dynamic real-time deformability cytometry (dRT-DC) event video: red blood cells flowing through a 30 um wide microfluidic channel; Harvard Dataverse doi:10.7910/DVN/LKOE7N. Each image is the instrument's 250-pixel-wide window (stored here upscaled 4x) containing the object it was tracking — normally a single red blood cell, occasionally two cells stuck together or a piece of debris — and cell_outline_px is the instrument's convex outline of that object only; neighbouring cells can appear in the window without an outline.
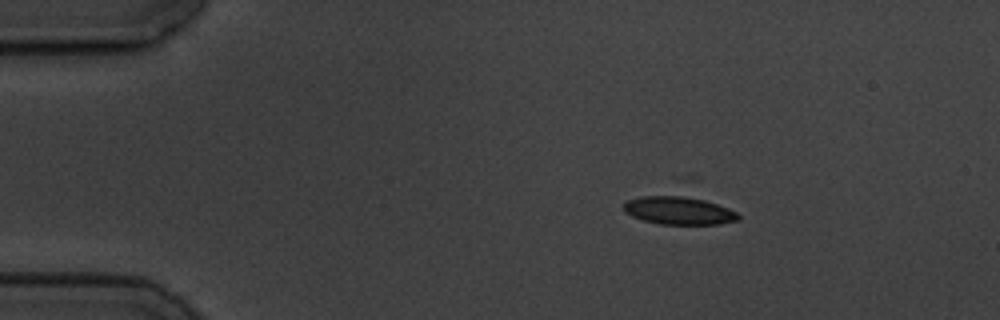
{"species": "common noctule bat (a hibernating species)", "species_latin": "Nyctalus noctula", "temperature_condition": "cold", "stored_images_in_passage": 4, "camera_frame_rate_fps": 3000, "um_per_image_px": 0.085, "animal": {"sex": "male", "body_mass_g": 19.5, "forearm_length_mm": 54.6}, "frame": {"image": 1, "passage_image": 2, "time_ms": 1.333, "image_size_px": [1000, 320], "cell_outline_px": [[740, 220], [720, 224], [660, 224], [644, 220], [632, 216], [624, 212], [624, 204], [628, 200], [640, 196], [680, 196], [704, 200], [728, 208], [736, 212], [740, 216]], "centroid_in_image_um": [57.7, 17.91], "position_along_channel_um": 27.3, "area_um2": 18.44}}